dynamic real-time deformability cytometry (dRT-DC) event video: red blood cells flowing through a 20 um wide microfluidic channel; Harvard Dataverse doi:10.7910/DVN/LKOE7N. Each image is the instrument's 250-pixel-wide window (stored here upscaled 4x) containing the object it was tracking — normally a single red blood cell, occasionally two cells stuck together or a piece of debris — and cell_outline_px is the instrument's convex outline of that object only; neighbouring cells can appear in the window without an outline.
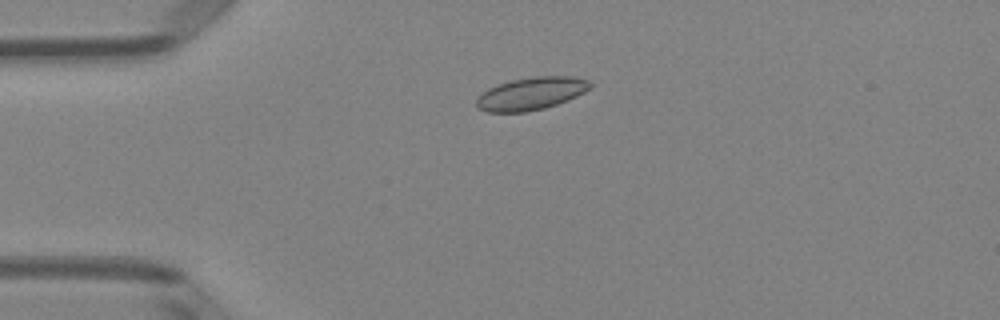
{"species": "Egyptian fruit bat (a non-hibernating species)", "species_latin": "Rousettus aegyptiacus", "temperature_condition": "room temperature", "stored_images_in_passage": 50, "camera_frame_rate_fps": 3000, "um_per_image_px": 0.085, "animal": {"sex": "female"}, "frame": {"image": 1, "passage_image": 11, "time_ms": 3.333, "image_size_px": [1000, 320], "cell_outline_px": [[592, 88], [568, 100], [544, 108], [524, 112], [488, 112], [476, 108], [476, 96], [488, 88], [512, 80], [532, 76], [572, 76], [588, 80], [592, 84]], "centroid_in_image_um": [45.13, 7.95], "position_along_channel_um": 39.9, "area_um2": 21.73}}
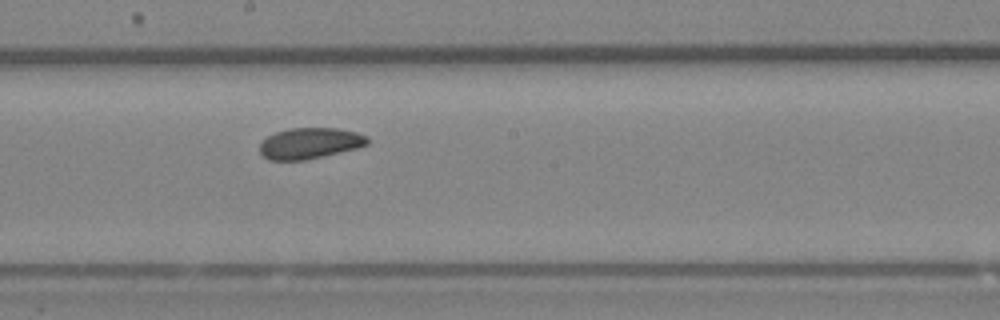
{"frame": {"image": 2, "passage_image": 27, "time_ms": 8.667, "image_size_px": [1000, 320], "cell_outline_px": [[368, 144], [356, 148], [304, 160], [268, 160], [260, 152], [260, 144], [268, 136], [276, 132], [288, 128], [336, 128], [356, 132], [368, 136]], "centroid_in_image_um": [26.33, 12.17], "position_along_channel_um": 221.9, "area_um2": 19.25}}
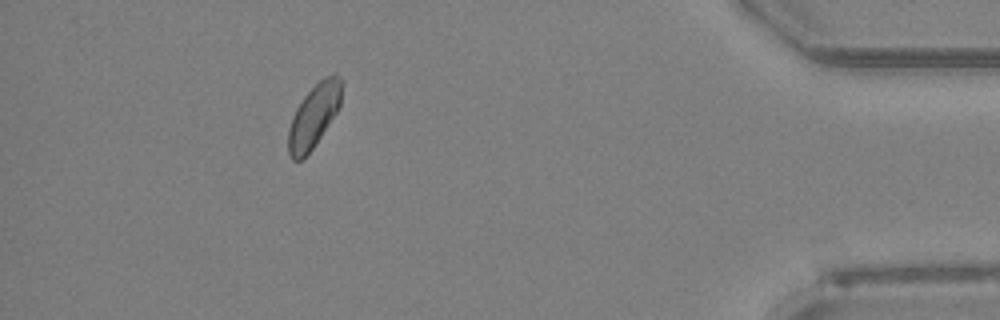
{"frame": {"image": 3, "passage_image": 45, "time_ms": 14.667, "image_size_px": [1000, 320], "cell_outline_px": [[340, 104], [336, 112], [312, 148], [300, 160], [292, 160], [288, 152], [288, 128], [292, 116], [296, 108], [304, 96], [324, 76], [336, 72], [340, 76]], "centroid_in_image_um": [26.64, 9.83], "position_along_channel_um": 408.6, "area_um2": 19.13}, "authors_computed_cell_mechanics": {"area_um2": 20.2878, "velocity_mm_per_s": 3.9702, "shape_relaxation_time_tau1_ms": null, "shape_relaxation_time_tau2_ms": 2.4204, "deformation_change_tau1": null, "deformation_change_tau2": 0.0589}}